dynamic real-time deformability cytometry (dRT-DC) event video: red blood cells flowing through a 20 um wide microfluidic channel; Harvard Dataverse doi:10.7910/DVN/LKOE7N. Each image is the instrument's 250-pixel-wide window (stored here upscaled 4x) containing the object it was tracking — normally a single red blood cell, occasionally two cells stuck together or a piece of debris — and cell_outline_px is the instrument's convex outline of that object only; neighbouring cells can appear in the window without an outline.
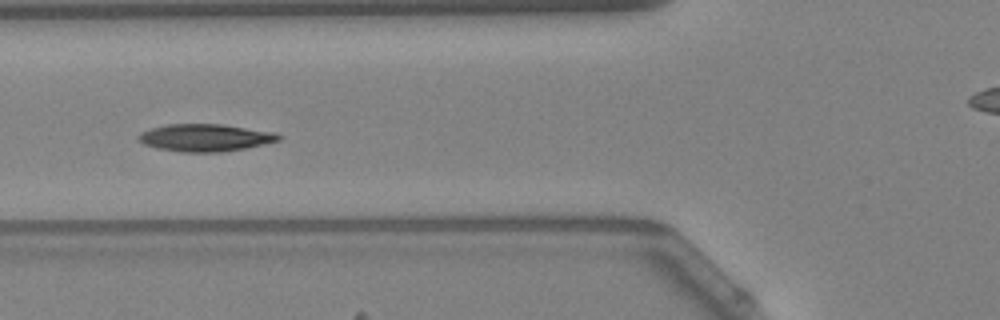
{"species": "Egyptian fruit bat (a non-hibernating species)", "species_latin": "Rousettus aegyptiacus", "temperature_condition": "warm", "stored_images_in_passage": 39, "camera_frame_rate_fps": 3000, "um_per_image_px": 0.085, "animal": {"sex": "female"}, "frame": {"image": 1, "passage_image": 6, "time_ms": 1.667, "image_size_px": [1000, 320], "cell_outline_px": [[280, 140], [244, 148], [220, 152], [180, 152], [156, 148], [144, 144], [136, 136], [152, 128], [168, 124], [220, 124], [276, 132], [280, 136]], "centroid_in_image_um": [17.44, 11.7], "position_along_channel_um": 108.4, "area_um2": 22.08}, "authors_computed_cell_mechanics": {"area_um2": 21.675, "velocity_mm_per_s": 3.8676, "shape_relaxation_time_tau1_ms": 4.1362, "shape_relaxation_time_tau2_ms": 3.6069, "deformation_change_tau1": 0.1597, "deformation_change_tau2": 0.0865}}